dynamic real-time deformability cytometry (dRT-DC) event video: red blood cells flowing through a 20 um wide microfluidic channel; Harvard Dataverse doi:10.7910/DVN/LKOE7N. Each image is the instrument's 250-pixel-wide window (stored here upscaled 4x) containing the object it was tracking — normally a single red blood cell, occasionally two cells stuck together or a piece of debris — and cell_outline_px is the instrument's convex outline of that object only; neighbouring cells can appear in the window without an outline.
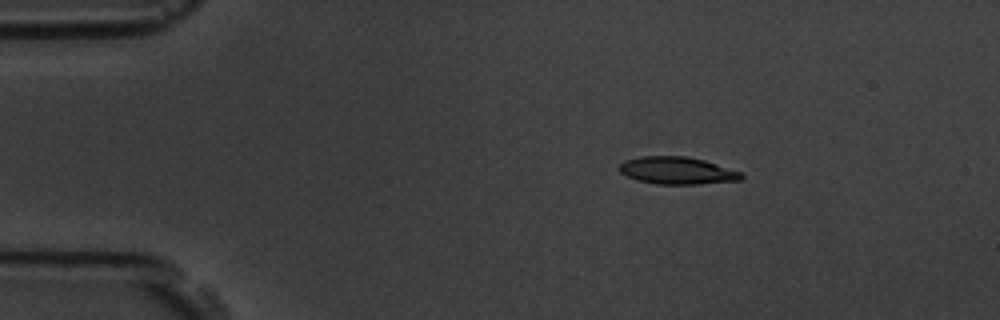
{"species": "common noctule bat (a hibernating species)", "species_latin": "Nyctalus noctula", "temperature_condition": "room temperature", "stored_images_in_passage": 4, "camera_frame_rate_fps": 3000, "um_per_image_px": 0.085, "animal": {"sex": "male", "body_mass_g": 19.5, "forearm_length_mm": 54.6}, "frame": {"image": 1, "passage_image": 2, "time_ms": 1.0, "image_size_px": [1000, 320], "cell_outline_px": [[744, 176], [740, 180], [700, 184], [656, 184], [636, 180], [620, 172], [620, 164], [624, 160], [640, 156], [684, 156], [704, 160], [740, 172]], "centroid_in_image_um": [57.53, 14.5], "position_along_channel_um": 27.5, "area_um2": 19.31}}